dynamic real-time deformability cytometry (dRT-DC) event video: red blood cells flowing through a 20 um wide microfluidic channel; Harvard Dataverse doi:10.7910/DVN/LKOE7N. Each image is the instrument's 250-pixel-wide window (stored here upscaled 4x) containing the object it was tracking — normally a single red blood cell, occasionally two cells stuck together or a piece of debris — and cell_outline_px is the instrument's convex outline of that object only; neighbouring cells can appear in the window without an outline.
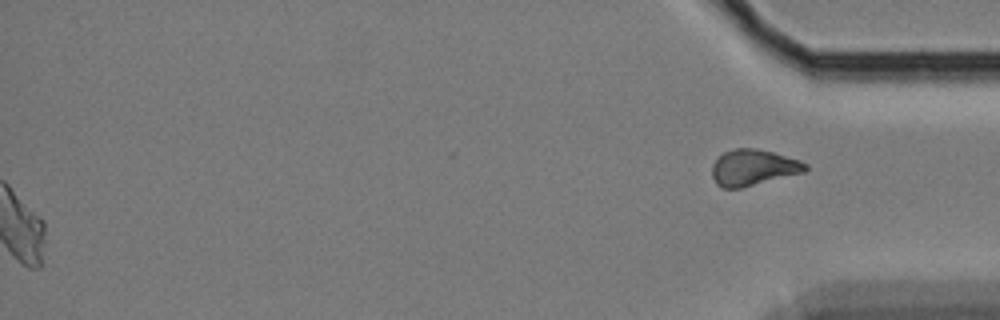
{"species": "Egyptian fruit bat (a non-hibernating species)", "species_latin": "Rousettus aegyptiacus", "temperature_condition": "cold", "stored_images_in_passage": 42, "segment_of_instrument_passage": [2, 2], "camera_frame_rate_fps": 3000, "um_per_image_px": 0.085, "animal": {"sex": "female"}, "frame": {"image": 1, "passage_image": 42, "time_ms": 13.667, "image_size_px": [1000, 320], "cell_outline_px": [[808, 168], [804, 172], [740, 188], [724, 188], [716, 184], [712, 176], [712, 164], [724, 152], [736, 148], [756, 148], [772, 152], [800, 160], [808, 164]], "centroid_in_image_um": [64.02, 14.24], "position_along_channel_um": 371.2, "area_um2": 19.48}}